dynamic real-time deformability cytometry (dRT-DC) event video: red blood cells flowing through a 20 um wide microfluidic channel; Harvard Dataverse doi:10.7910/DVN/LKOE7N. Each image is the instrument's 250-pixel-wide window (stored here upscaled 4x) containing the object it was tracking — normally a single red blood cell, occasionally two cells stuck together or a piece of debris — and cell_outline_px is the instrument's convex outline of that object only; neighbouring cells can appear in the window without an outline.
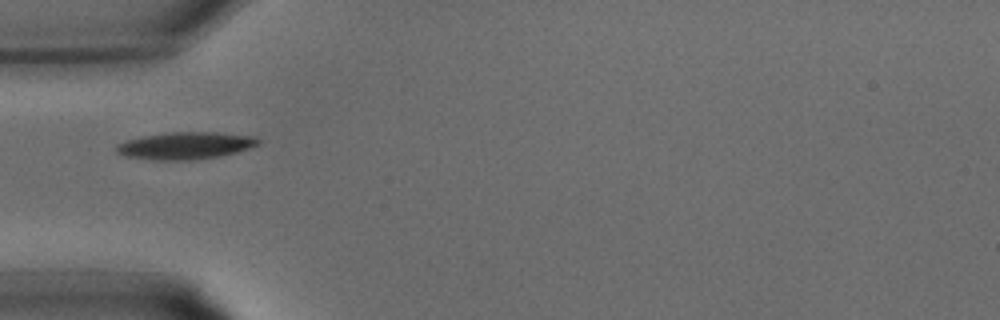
{"species": "common noctule bat (a hibernating species)", "species_latin": "Nyctalus noctula", "temperature_condition": "warm", "stored_images_in_passage": 21, "camera_frame_rate_fps": 3000, "um_per_image_px": 0.085, "animal": {"sex": "male", "body_mass_g": 15.6}, "frame": {"image": 1, "passage_image": 2, "time_ms": 0.333, "image_size_px": [1000, 320], "cell_outline_px": [[260, 144], [236, 152], [220, 156], [192, 160], [152, 160], [124, 156], [116, 152], [116, 144], [128, 140], [144, 136], [172, 132], [216, 132], [256, 136], [260, 140]], "centroid_in_image_um": [15.77, 12.38], "position_along_channel_um": 69.2, "area_um2": 22.48}}
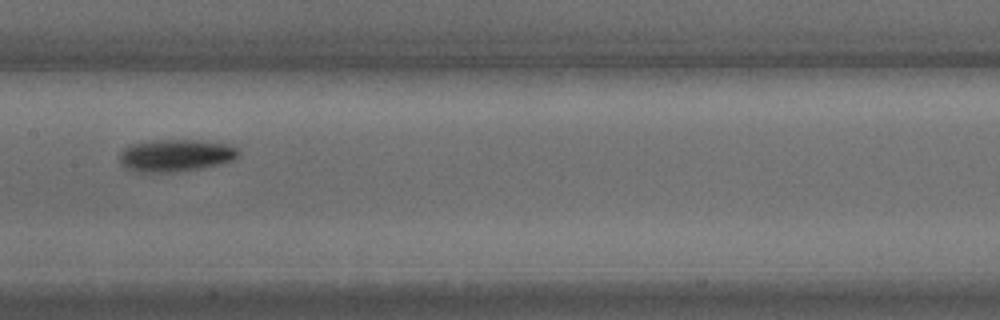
{"frame": {"image": 2, "passage_image": 8, "time_ms": 2.333, "image_size_px": [1000, 320], "cell_outline_px": [[240, 156], [232, 160], [220, 164], [200, 168], [172, 172], [140, 172], [128, 168], [120, 164], [120, 152], [124, 148], [132, 144], [156, 140], [196, 140], [228, 144], [236, 148], [240, 152]], "centroid_in_image_um": [14.95, 13.21], "position_along_channel_um": 192.5, "area_um2": 22.2}}
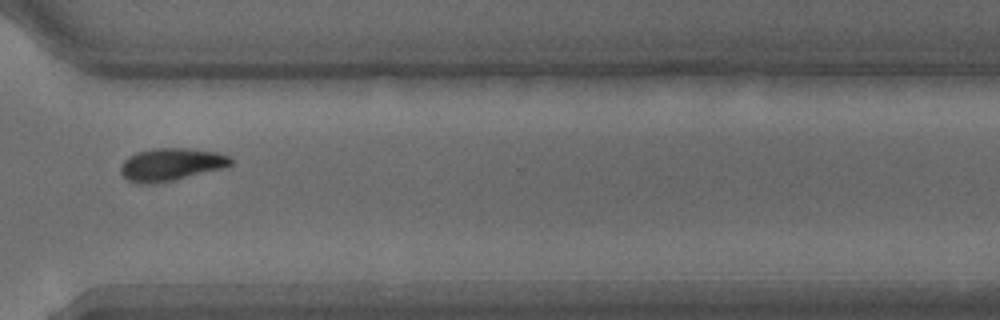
{"frame": {"image": 3, "passage_image": 16, "time_ms": 5.0, "image_size_px": [1000, 320], "cell_outline_px": [[232, 164], [224, 168], [172, 180], [152, 184], [140, 184], [128, 180], [120, 172], [120, 164], [128, 156], [136, 152], [152, 148], [188, 148], [216, 152], [228, 156], [232, 160]], "centroid_in_image_um": [14.5, 13.97], "position_along_channel_um": 356.1, "area_um2": 20.92}}